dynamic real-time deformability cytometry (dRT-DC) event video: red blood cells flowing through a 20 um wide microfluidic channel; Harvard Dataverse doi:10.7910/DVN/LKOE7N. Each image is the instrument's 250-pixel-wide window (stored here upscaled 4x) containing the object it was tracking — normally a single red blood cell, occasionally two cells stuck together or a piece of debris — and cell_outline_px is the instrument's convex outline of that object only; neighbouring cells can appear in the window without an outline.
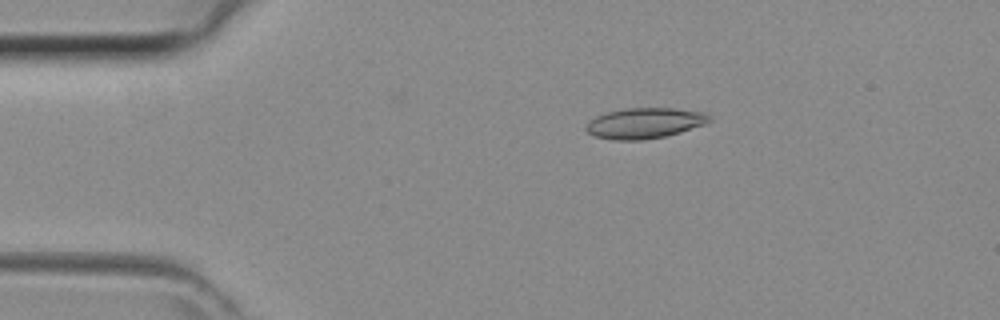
{"species": "common noctule bat (a hibernating species)", "species_latin": "Nyctalus noctula", "temperature_condition": "room temperature", "stored_images_in_passage": 17, "camera_frame_rate_fps": 3000, "um_per_image_px": 0.085, "animal": {"sex": "female", "body_mass_g": 29.2, "forearm_length_mm": 56.3}, "frame": {"image": 1, "passage_image": 2, "time_ms": 0.333, "image_size_px": [1000, 320], "cell_outline_px": [[712, 120], [704, 124], [680, 132], [664, 136], [644, 140], [612, 140], [596, 136], [588, 132], [584, 128], [588, 120], [596, 116], [608, 112], [624, 108], [676, 108], [708, 112], [712, 116]], "centroid_in_image_um": [54.82, 10.45], "position_along_channel_um": 30.2, "area_um2": 22.2}}
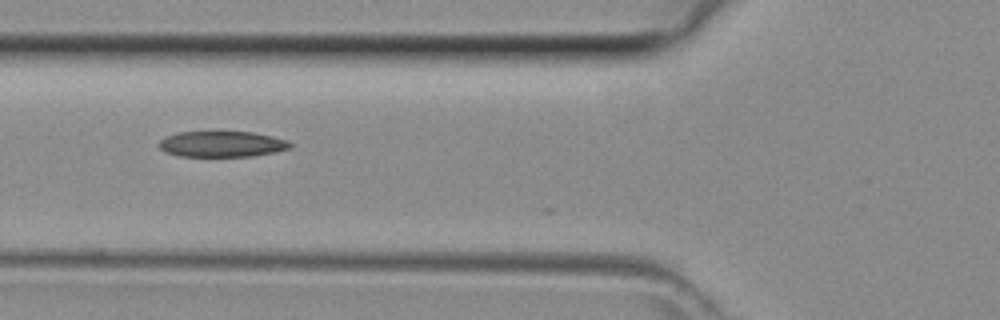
{"frame": {"image": 2, "passage_image": 10, "time_ms": 3.0, "image_size_px": [1000, 320], "cell_outline_px": [[292, 148], [276, 152], [252, 156], [180, 156], [164, 152], [160, 148], [160, 140], [164, 136], [180, 132], [252, 132], [272, 136], [288, 140], [292, 144]], "centroid_in_image_um": [18.89, 12.25], "position_along_channel_um": 106.9, "area_um2": 19.77}}
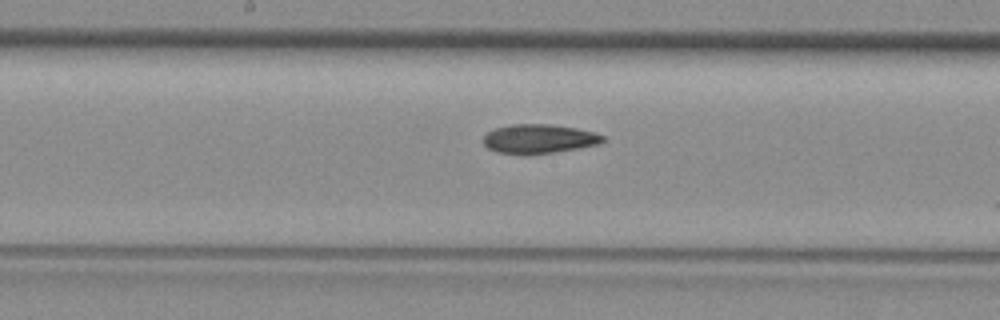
{"frame": {"image": 3, "passage_image": 16, "time_ms": 5.0, "image_size_px": [1000, 320], "cell_outline_px": [[604, 140], [600, 144], [528, 156], [496, 152], [488, 148], [484, 144], [484, 136], [492, 128], [508, 124], [548, 124], [576, 128], [596, 132], [604, 136]], "centroid_in_image_um": [45.77, 11.8], "position_along_channel_um": 202.4, "area_um2": 20.58}}